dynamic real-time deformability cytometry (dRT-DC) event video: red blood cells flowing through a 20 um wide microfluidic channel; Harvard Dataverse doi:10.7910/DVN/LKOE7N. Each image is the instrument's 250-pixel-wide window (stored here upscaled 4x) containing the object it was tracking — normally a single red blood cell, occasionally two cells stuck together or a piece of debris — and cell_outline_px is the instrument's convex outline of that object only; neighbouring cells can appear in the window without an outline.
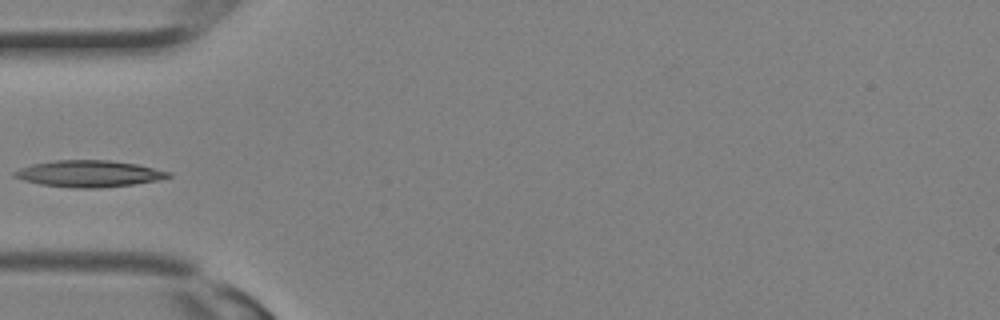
{"species": "Egyptian fruit bat (a non-hibernating species)", "species_latin": "Rousettus aegyptiacus", "temperature_condition": "room temperature", "stored_images_in_passage": 11, "camera_frame_rate_fps": 3000, "um_per_image_px": 0.085, "animal": {"sex": "female"}, "frame": {"image": 1, "passage_image": 10, "time_ms": 3.0, "image_size_px": [1000, 320], "cell_outline_px": [[172, 176], [156, 180], [132, 184], [100, 188], [72, 188], [40, 184], [24, 180], [12, 176], [12, 172], [20, 168], [32, 164], [52, 160], [112, 160], [136, 164], [172, 172]], "centroid_in_image_um": [7.53, 14.76], "position_along_channel_um": 77.5, "area_um2": 23.87}}